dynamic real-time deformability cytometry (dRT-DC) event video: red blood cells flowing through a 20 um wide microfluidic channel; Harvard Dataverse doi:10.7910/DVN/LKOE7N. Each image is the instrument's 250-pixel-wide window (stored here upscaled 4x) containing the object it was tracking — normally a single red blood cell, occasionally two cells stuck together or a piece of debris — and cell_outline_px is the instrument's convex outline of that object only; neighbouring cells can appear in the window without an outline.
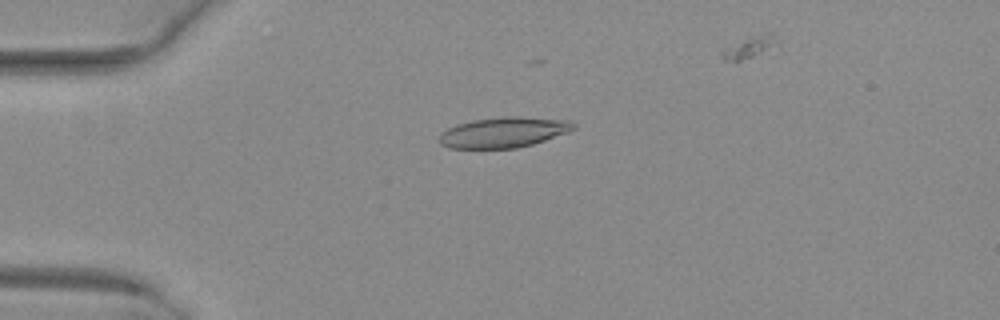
{"species": "common noctule bat (a hibernating species)", "species_latin": "Nyctalus noctula", "temperature_condition": "warm", "stored_images_in_passage": 44, "camera_frame_rate_fps": 3000, "um_per_image_px": 0.085, "animal": {"sex": "female", "body_mass_g": 29.2, "forearm_length_mm": 56.3}, "frame": {"image": 1, "passage_image": 14, "time_ms": 4.333, "image_size_px": [1000, 320], "cell_outline_px": [[576, 128], [568, 132], [532, 144], [516, 148], [448, 148], [440, 144], [440, 132], [456, 124], [472, 120], [504, 116], [520, 116], [568, 120], [576, 124]], "centroid_in_image_um": [42.8, 11.24], "position_along_channel_um": 42.2, "area_um2": 23.87}}
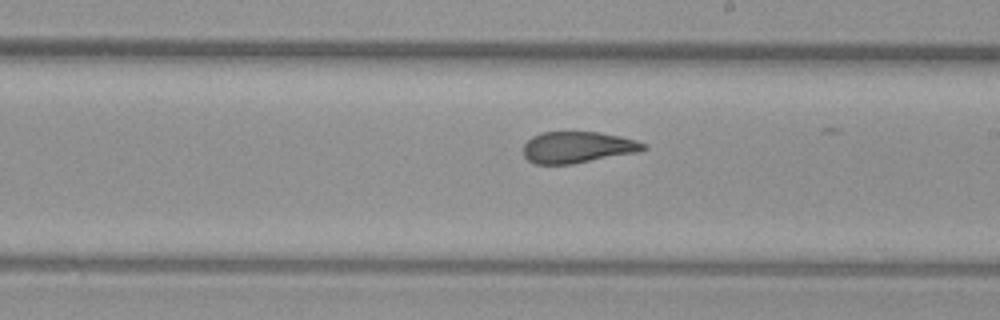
{"frame": {"image": 2, "passage_image": 31, "time_ms": 10.0, "image_size_px": [1000, 320], "cell_outline_px": [[648, 148], [640, 152], [572, 164], [536, 164], [528, 160], [524, 156], [524, 144], [532, 136], [540, 132], [600, 132], [620, 136], [636, 140], [648, 144]], "centroid_in_image_um": [49.14, 12.52], "position_along_channel_um": 239.9, "area_um2": 22.2}}
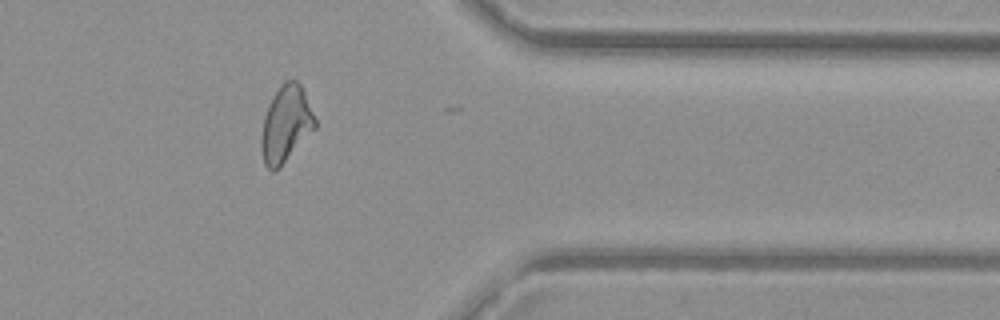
{"frame": {"image": 3, "passage_image": 43, "time_ms": 14.0, "image_size_px": [1000, 320], "cell_outline_px": [[316, 128], [280, 168], [276, 172], [272, 172], [264, 164], [260, 148], [260, 140], [264, 116], [268, 104], [272, 96], [280, 84], [284, 80], [296, 80], [300, 84], [304, 92], [316, 120]], "centroid_in_image_um": [24.28, 10.58], "position_along_channel_um": 387.1, "area_um2": 24.22}, "authors_computed_cell_mechanics": {"area_um2": 23.2067, "velocity_mm_per_s": 4.0327, "shape_relaxation_time_tau1_ms": null, "shape_relaxation_time_tau2_ms": 1.7595, "deformation_change_tau1": null, "deformation_change_tau2": 0.0998}}